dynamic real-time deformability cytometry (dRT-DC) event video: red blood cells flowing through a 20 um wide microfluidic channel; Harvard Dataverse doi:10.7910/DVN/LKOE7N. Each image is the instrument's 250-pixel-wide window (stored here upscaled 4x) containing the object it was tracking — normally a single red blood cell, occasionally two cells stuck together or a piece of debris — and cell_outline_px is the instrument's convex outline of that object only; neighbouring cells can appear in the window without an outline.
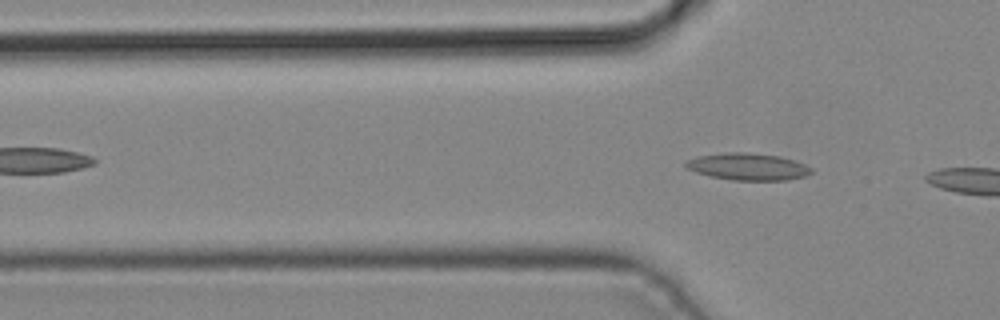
{"species": "common noctule bat (a hibernating species)", "species_latin": "Nyctalus noctula", "temperature_condition": "cold", "stored_images_in_passage": 4, "camera_frame_rate_fps": 3000, "um_per_image_px": 0.085, "animal": {"sex": "male", "body_mass_g": 19.2, "forearm_length_mm": 51.8}, "frame": {"image": 1, "passage_image": 4, "time_ms": 1.0, "image_size_px": [1000, 320], "cell_outline_px": [[812, 172], [804, 176], [788, 180], [732, 180], [712, 176], [696, 172], [684, 168], [684, 164], [688, 160], [696, 156], [728, 152], [744, 152], [780, 156], [804, 164], [812, 168]], "centroid_in_image_um": [63.54, 14.16], "position_along_channel_um": 62.3, "area_um2": 19.65}}